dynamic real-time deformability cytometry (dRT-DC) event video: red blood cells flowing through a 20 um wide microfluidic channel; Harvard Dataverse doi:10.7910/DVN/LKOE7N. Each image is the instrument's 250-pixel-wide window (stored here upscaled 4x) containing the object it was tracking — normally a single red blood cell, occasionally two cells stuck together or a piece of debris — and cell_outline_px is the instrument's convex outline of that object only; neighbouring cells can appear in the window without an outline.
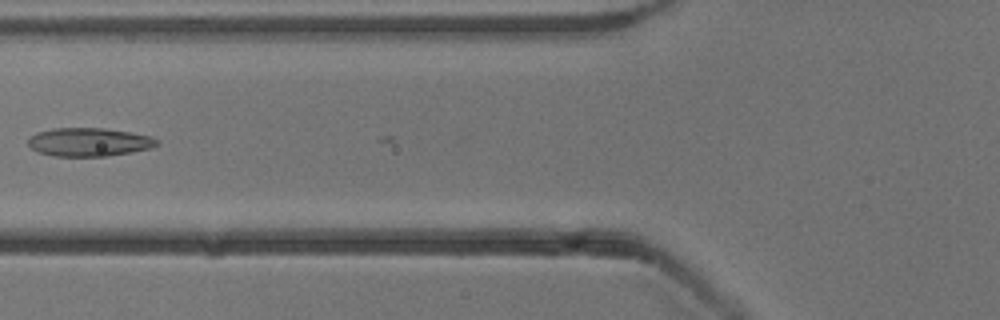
{"species": "common noctule bat (a hibernating species)", "species_latin": "Nyctalus noctula", "temperature_condition": "cold", "stored_images_in_passage": 6, "camera_frame_rate_fps": 3000, "um_per_image_px": 0.085, "animal": {"sex": "male", "body_mass_g": 13.3}, "frame": {"image": 1, "passage_image": 5, "time_ms": 5.667, "image_size_px": [1000, 320], "cell_outline_px": [[160, 144], [152, 148], [108, 156], [52, 156], [40, 152], [32, 148], [28, 144], [28, 140], [36, 132], [52, 128], [104, 128], [152, 136], [160, 140]], "centroid_in_image_um": [7.61, 12.07], "position_along_channel_um": 118.2, "area_um2": 21.39}}
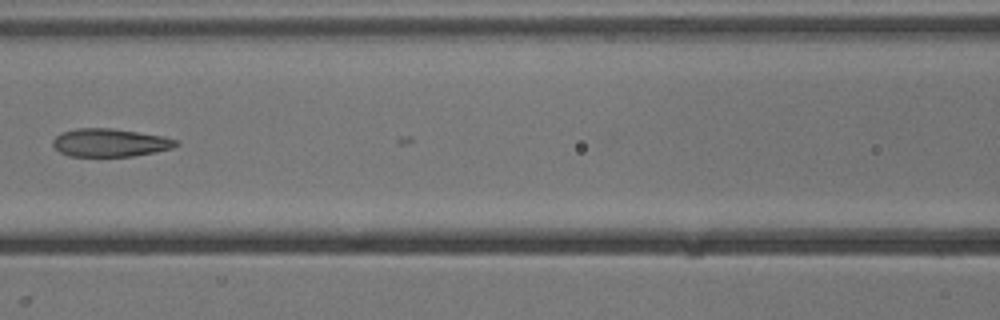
{"frame": {"image": 2, "passage_image": 6, "time_ms": 6.667, "image_size_px": [1000, 320], "cell_outline_px": [[180, 144], [172, 148], [156, 152], [132, 156], [68, 156], [60, 152], [52, 144], [52, 140], [60, 132], [76, 128], [108, 128], [164, 136], [176, 140]], "centroid_in_image_um": [9.33, 12.13], "position_along_channel_um": 157.3, "area_um2": 20.11}}